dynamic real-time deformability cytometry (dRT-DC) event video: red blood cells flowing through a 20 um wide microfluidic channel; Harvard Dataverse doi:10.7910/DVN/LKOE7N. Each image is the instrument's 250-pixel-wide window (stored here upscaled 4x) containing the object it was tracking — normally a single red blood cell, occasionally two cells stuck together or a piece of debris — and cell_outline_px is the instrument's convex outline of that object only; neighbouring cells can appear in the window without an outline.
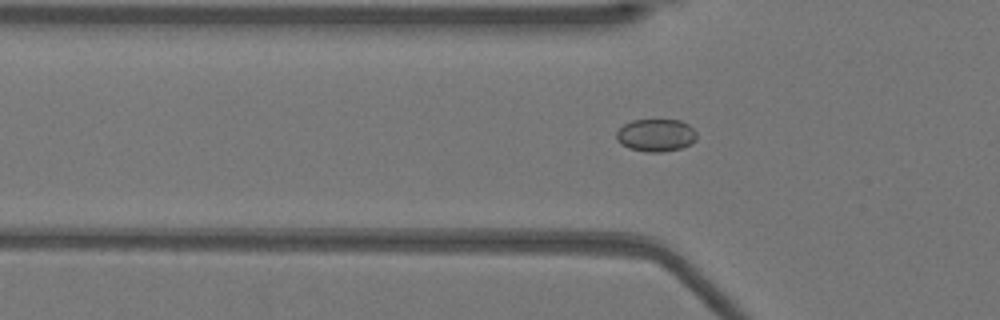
{"species": "Egyptian fruit bat (a non-hibernating species)", "species_latin": "Rousettus aegyptiacus", "temperature_condition": "warm", "stored_images_in_passage": 43, "segment_of_instrument_passage": [1, 2], "camera_frame_rate_fps": 3000, "um_per_image_px": 0.085, "animal": {"sex": "female"}, "frame": {"image": 1, "passage_image": 7, "time_ms": 2.0, "image_size_px": [1000, 320], "cell_outline_px": [[696, 140], [680, 148], [660, 152], [644, 152], [628, 148], [620, 144], [616, 140], [616, 132], [624, 124], [632, 120], [680, 120], [688, 124], [696, 132]], "centroid_in_image_um": [55.71, 11.49], "position_along_channel_um": 70.1, "area_um2": 15.26}}
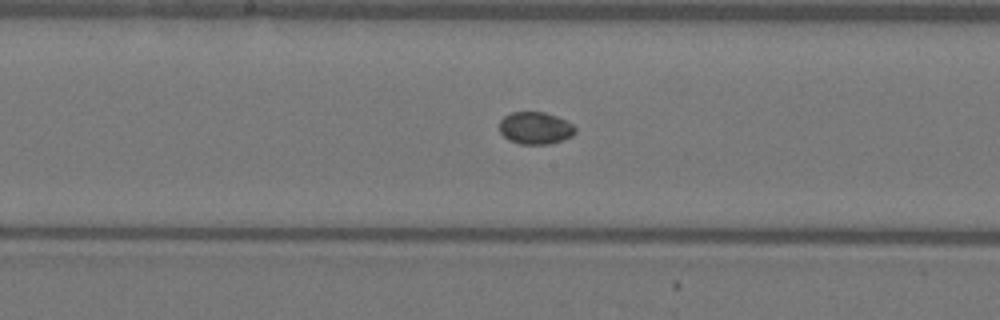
{"frame": {"image": 2, "passage_image": 17, "time_ms": 5.333, "image_size_px": [1000, 320], "cell_outline_px": [[576, 132], [572, 136], [564, 140], [548, 144], [520, 144], [508, 140], [500, 132], [500, 120], [504, 116], [512, 112], [544, 112], [556, 116], [572, 124], [576, 128]], "centroid_in_image_um": [45.51, 10.89], "position_along_channel_um": 202.7, "area_um2": 14.28}}
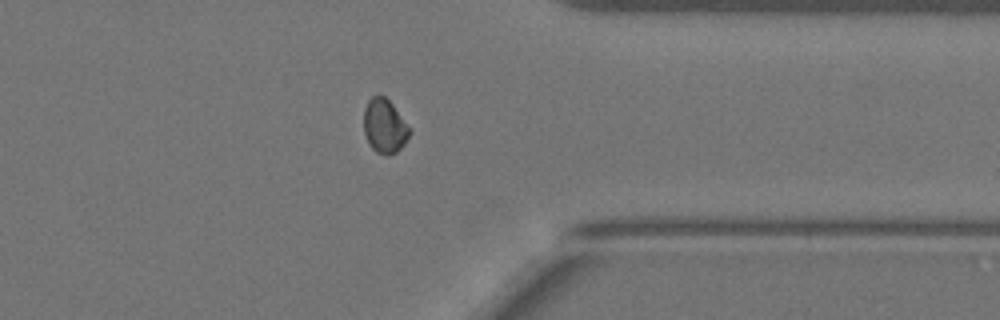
{"frame": {"image": 3, "passage_image": 31, "time_ms": 10.0, "image_size_px": [1000, 320], "cell_outline_px": [[412, 132], [404, 144], [396, 152], [388, 156], [376, 152], [368, 144], [364, 132], [364, 108], [368, 100], [372, 96], [384, 96], [392, 104]], "centroid_in_image_um": [32.67, 10.74], "position_along_channel_um": 378.7, "area_um2": 14.33}}